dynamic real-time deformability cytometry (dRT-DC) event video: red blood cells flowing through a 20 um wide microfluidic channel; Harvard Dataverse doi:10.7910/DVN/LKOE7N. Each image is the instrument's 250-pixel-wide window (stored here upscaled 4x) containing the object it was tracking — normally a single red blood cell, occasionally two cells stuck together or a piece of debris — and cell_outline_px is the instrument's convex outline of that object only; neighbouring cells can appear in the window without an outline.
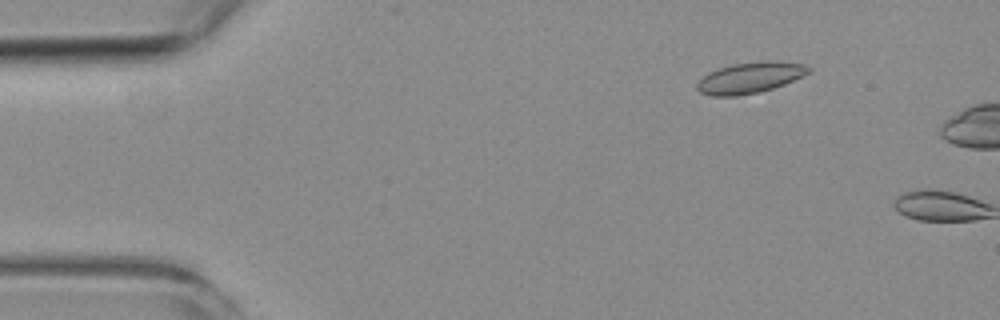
{"species": "common noctule bat (a hibernating species)", "species_latin": "Nyctalus noctula", "temperature_condition": "room temperature", "stored_images_in_passage": 3, "camera_frame_rate_fps": 3000, "um_per_image_px": 0.085, "animal": {"sex": "female", "body_mass_g": 19.3, "forearm_length_mm": 54.1}, "frame": {"image": 1, "passage_image": 2, "time_ms": 1.333, "image_size_px": [1000, 320], "cell_outline_px": [[812, 72], [804, 76], [784, 84], [772, 88], [756, 92], [736, 96], [708, 96], [700, 92], [696, 88], [696, 84], [708, 72], [732, 64], [764, 60], [776, 60], [804, 64], [812, 68]], "centroid_in_image_um": [63.78, 6.59], "position_along_channel_um": 21.2, "area_um2": 20.29}}